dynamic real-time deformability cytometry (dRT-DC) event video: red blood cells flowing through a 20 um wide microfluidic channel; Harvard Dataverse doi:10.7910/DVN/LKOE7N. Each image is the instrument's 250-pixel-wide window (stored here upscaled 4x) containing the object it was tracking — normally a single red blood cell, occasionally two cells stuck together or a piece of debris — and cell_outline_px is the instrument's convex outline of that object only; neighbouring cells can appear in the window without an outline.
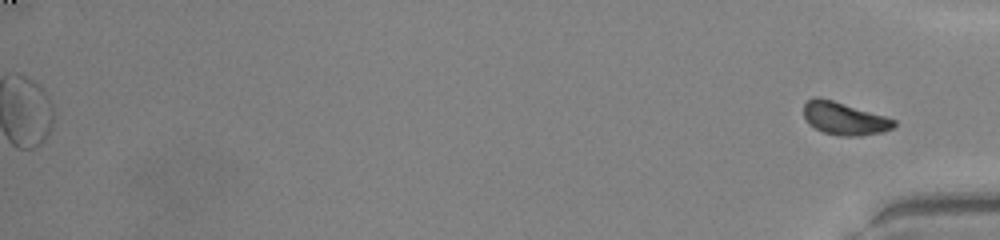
{"species": "common noctule bat (a hibernating species)", "species_latin": "Nyctalus noctula", "temperature_condition": "warm", "stored_images_in_passage": 49, "segment_of_instrument_passage": [2, 2], "camera_frame_rate_fps": 3000, "um_per_image_px": 0.085, "animal": {"sex": "male", "body_mass_g": 20.0, "forearm_length_mm": 53.3}, "frame": {"image": 1, "passage_image": 49, "time_ms": 16.0, "image_size_px": [1000, 240], "cell_outline_px": [[896, 124], [892, 128], [880, 132], [860, 136], [840, 136], [824, 132], [808, 124], [804, 116], [804, 104], [812, 96], [820, 96], [884, 116], [896, 120]], "centroid_in_image_um": [71.72, 10.06], "position_along_channel_um": 363.5, "area_um2": 17.11}}